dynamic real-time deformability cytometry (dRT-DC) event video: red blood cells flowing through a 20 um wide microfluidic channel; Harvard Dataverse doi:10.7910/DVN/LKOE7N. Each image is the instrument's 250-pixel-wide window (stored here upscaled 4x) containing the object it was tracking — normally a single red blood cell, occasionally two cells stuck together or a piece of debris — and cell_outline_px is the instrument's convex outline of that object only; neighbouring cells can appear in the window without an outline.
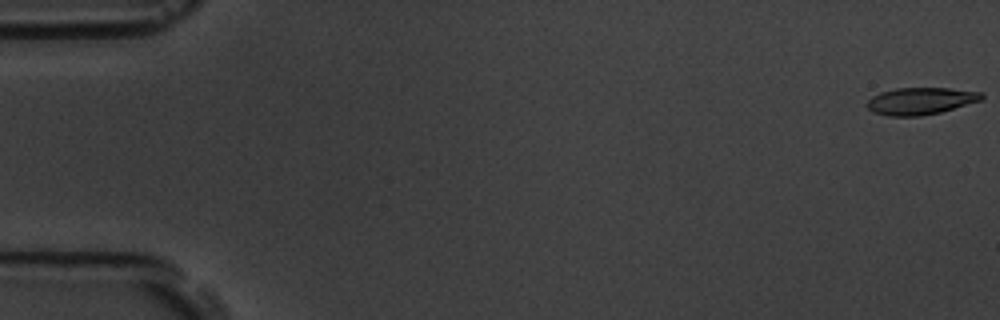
{"species": "common noctule bat (a hibernating species)", "species_latin": "Nyctalus noctula", "temperature_condition": "room temperature", "stored_images_in_passage": 17, "camera_frame_rate_fps": 3000, "um_per_image_px": 0.085, "animal": {"sex": "male", "body_mass_g": 19.5, "forearm_length_mm": 54.6}, "frame": {"image": 1, "passage_image": 1, "time_ms": 0.0, "image_size_px": [1000, 320], "cell_outline_px": [[984, 96], [980, 100], [940, 112], [920, 116], [892, 116], [872, 112], [864, 104], [872, 96], [880, 92], [896, 88], [948, 88], [984, 92]], "centroid_in_image_um": [78.21, 8.58], "position_along_channel_um": 6.8, "area_um2": 18.03}}
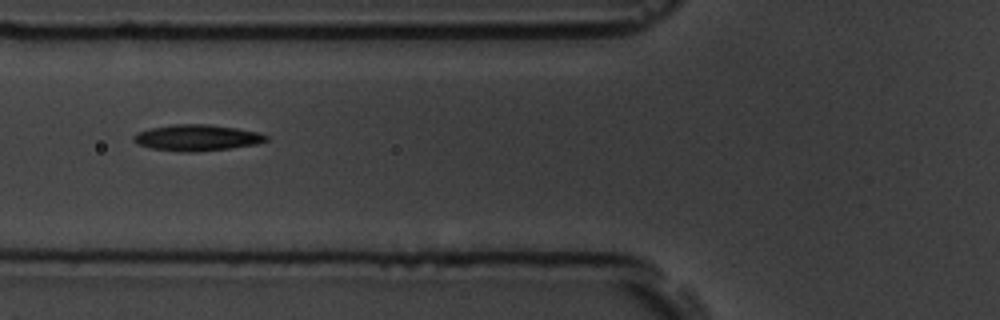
{"frame": {"image": 2, "passage_image": 7, "time_ms": 7.0, "image_size_px": [1000, 320], "cell_outline_px": [[268, 140], [256, 144], [228, 148], [196, 152], [184, 152], [152, 148], [136, 144], [132, 140], [132, 136], [136, 132], [148, 128], [172, 124], [208, 124], [236, 128], [260, 132], [268, 136]], "centroid_in_image_um": [16.69, 11.69], "position_along_channel_um": 109.1, "area_um2": 20.35}}
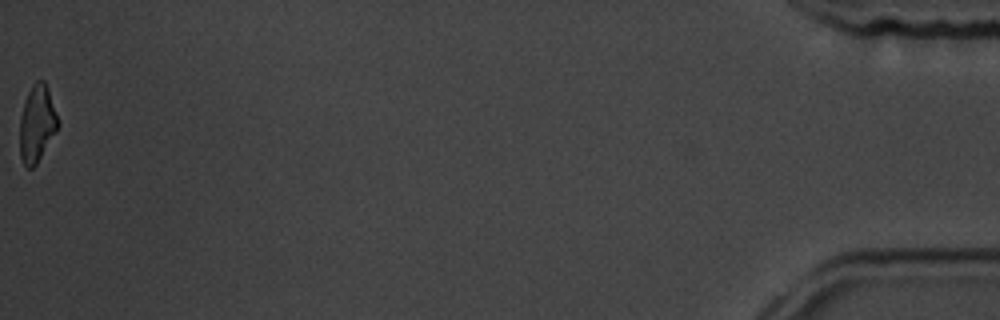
{"frame": {"image": 3, "passage_image": 17, "time_ms": 18.667, "image_size_px": [1000, 320], "cell_outline_px": [[60, 124], [56, 132], [36, 164], [32, 168], [28, 168], [24, 164], [20, 156], [20, 116], [24, 100], [32, 84], [36, 80], [44, 80], [48, 88]], "centroid_in_image_um": [3.14, 10.48], "position_along_channel_um": 432.1, "area_um2": 17.11}, "authors_computed_cell_mechanics": {"area_um2": 18.9006, "velocity_mm_per_s": 3.6291, "shape_relaxation_time_tau1_ms": 6.2406, "shape_relaxation_time_tau2_ms": null, "deformation_change_tau1": 0.1435, "deformation_change_tau2": null}}